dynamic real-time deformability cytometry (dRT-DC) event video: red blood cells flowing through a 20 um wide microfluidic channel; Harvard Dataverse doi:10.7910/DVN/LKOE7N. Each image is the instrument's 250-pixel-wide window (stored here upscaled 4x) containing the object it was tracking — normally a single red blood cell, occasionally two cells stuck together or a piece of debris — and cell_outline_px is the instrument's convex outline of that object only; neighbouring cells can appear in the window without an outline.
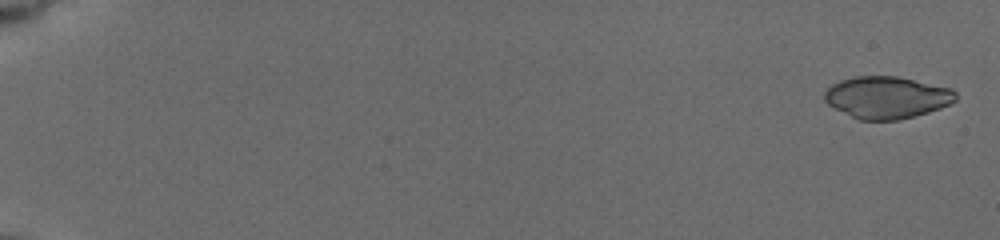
{"species": "common noctule bat (a hibernating species)", "species_latin": "Nyctalus noctula", "temperature_condition": "cold", "stored_images_in_passage": 40, "camera_frame_rate_fps": 3000, "um_per_image_px": 0.085, "animal": {"sex": "female", "body_mass_g": 19.5, "forearm_length_mm": 54.1}, "frame": {"image": 1, "passage_image": 4, "time_ms": 0.333, "image_size_px": [1000, 240], "cell_outline_px": [[956, 100], [940, 108], [928, 112], [900, 120], [860, 120], [828, 104], [824, 100], [824, 92], [832, 84], [840, 80], [852, 76], [896, 76], [952, 88], [956, 92]], "centroid_in_image_um": [75.38, 8.27], "position_along_channel_um": 9.6, "area_um2": 32.02}}